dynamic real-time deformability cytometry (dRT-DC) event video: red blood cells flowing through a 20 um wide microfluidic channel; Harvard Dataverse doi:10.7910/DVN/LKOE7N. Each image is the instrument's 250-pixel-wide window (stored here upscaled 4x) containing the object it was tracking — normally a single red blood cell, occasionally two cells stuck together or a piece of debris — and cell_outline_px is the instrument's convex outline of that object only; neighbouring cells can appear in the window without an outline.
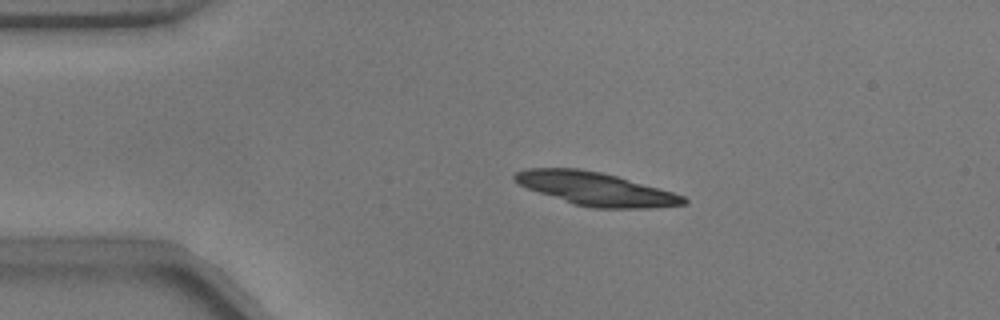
{"species": "common noctule bat (a hibernating species)", "species_latin": "Nyctalus noctula", "temperature_condition": "warm", "stored_images_in_passage": 36, "camera_frame_rate_fps": 3000, "um_per_image_px": 0.085, "animal": {"sex": "male", "body_mass_g": 17.9}, "frame": {"image": 1, "passage_image": 11, "time_ms": 3.333, "image_size_px": [1000, 320], "cell_outline_px": [[688, 204], [652, 208], [592, 208], [572, 204], [528, 188], [512, 180], [512, 176], [516, 172], [524, 168], [580, 168], [600, 172], [616, 176], [672, 192], [684, 196], [688, 200]], "centroid_in_image_um": [50.62, 16.05], "position_along_channel_um": 34.4, "area_um2": 32.6}}